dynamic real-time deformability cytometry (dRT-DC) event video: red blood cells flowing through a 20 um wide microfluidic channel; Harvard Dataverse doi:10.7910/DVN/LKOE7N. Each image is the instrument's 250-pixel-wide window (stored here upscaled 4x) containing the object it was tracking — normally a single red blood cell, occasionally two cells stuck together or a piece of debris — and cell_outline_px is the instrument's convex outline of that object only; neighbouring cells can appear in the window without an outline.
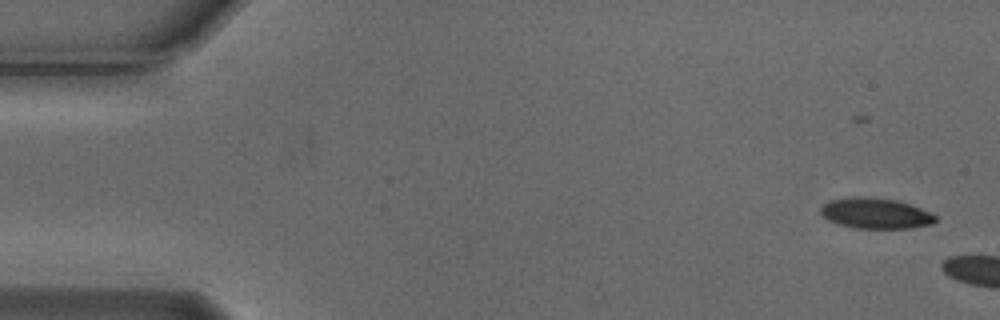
{"species": "Egyptian fruit bat (a non-hibernating species)", "species_latin": "Rousettus aegyptiacus", "temperature_condition": "cold", "stored_images_in_passage": 5, "camera_frame_rate_fps": 3000, "um_per_image_px": 0.085, "animal": {"sex": "male"}, "frame": {"image": 1, "passage_image": 2, "time_ms": 0.333, "image_size_px": [1000, 320], "cell_outline_px": [[936, 220], [932, 224], [912, 228], [856, 228], [836, 224], [828, 220], [820, 212], [820, 208], [828, 200], [852, 196], [872, 196], [896, 200], [920, 208], [936, 216]], "centroid_in_image_um": [74.38, 18.12], "position_along_channel_um": 10.6, "area_um2": 20.63}}